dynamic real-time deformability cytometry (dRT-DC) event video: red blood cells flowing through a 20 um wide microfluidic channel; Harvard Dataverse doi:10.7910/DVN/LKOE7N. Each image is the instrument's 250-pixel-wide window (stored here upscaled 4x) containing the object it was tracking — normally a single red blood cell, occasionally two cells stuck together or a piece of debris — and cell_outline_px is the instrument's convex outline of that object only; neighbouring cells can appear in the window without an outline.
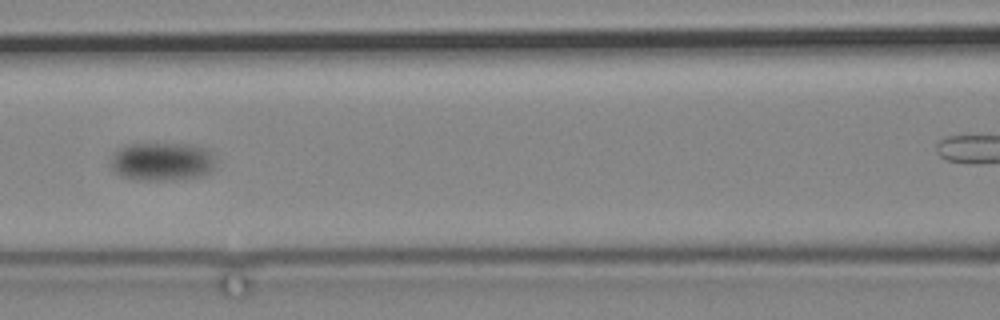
{"species": "common noctule bat (a hibernating species)", "species_latin": "Nyctalus noctula", "temperature_condition": "cold", "stored_images_in_passage": 17, "camera_frame_rate_fps": 3000, "um_per_image_px": 0.085, "animal": {"sex": "male", "body_mass_g": 19.2, "forearm_length_mm": 51.8}, "frame": {"image": 1, "passage_image": 15, "time_ms": 17.0, "image_size_px": [1000, 320], "cell_outline_px": [[216, 168], [212, 172], [204, 176], [168, 180], [136, 180], [120, 176], [112, 168], [112, 152], [124, 144], [192, 144], [208, 148]], "centroid_in_image_um": [13.78, 13.73], "position_along_channel_um": 152.8, "area_um2": 23.81}}
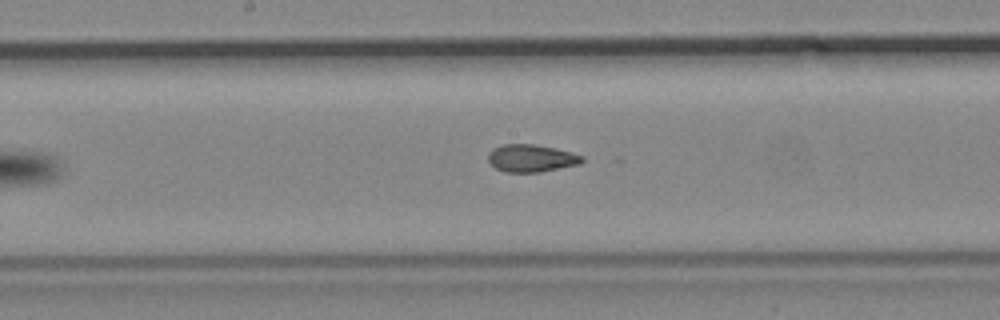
{"frame": {"image": 2, "passage_image": 17, "time_ms": 20.667, "image_size_px": [1000, 320], "cell_outline_px": [[584, 160], [580, 164], [540, 172], [504, 172], [496, 168], [488, 160], [488, 152], [492, 148], [500, 144], [532, 144], [556, 148], [572, 152], [584, 156]], "centroid_in_image_um": [45.16, 13.44], "position_along_channel_um": 203.0, "area_um2": 15.2}}